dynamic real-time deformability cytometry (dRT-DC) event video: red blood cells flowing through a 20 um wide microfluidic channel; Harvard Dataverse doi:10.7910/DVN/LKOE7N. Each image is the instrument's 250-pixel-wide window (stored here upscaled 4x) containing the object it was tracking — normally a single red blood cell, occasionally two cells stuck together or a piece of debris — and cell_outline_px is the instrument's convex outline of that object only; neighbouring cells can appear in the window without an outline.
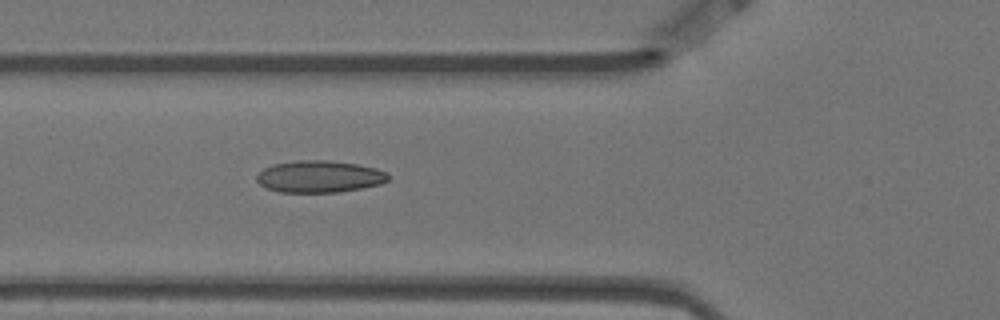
{"species": "Egyptian fruit bat (a non-hibernating species)", "species_latin": "Rousettus aegyptiacus", "temperature_condition": "warm", "stored_images_in_passage": 5, "camera_frame_rate_fps": 3000, "um_per_image_px": 0.085, "animal": {"sex": "female"}, "frame": {"image": 1, "passage_image": 5, "time_ms": 1.333, "image_size_px": [1000, 320], "cell_outline_px": [[392, 176], [388, 180], [380, 184], [340, 192], [280, 192], [268, 188], [260, 184], [256, 180], [256, 176], [264, 168], [272, 164], [296, 160], [328, 160], [356, 164], [376, 168], [388, 172]], "centroid_in_image_um": [27.17, 15.0], "position_along_channel_um": 98.6, "area_um2": 24.57}}